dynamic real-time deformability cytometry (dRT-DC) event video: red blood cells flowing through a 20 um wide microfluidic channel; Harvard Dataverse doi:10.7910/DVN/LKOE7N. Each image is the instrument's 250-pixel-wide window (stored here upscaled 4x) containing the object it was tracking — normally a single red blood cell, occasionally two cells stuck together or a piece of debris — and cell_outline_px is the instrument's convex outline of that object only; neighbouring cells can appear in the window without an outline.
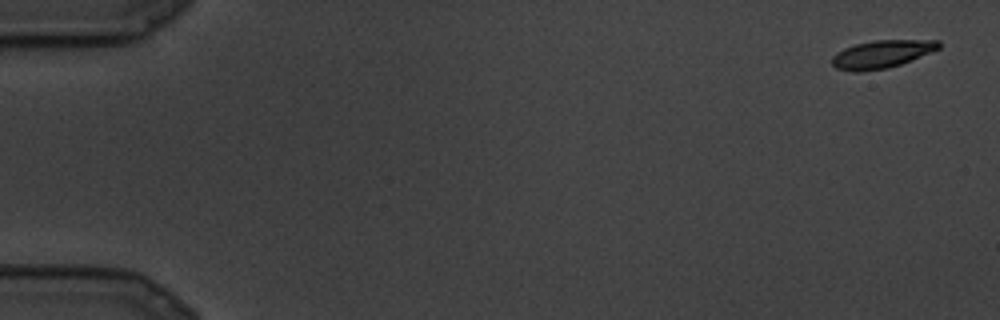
{"species": "common noctule bat (a hibernating species)", "species_latin": "Nyctalus noctula", "temperature_condition": "cold", "stored_images_in_passage": 27, "camera_frame_rate_fps": 3000, "um_per_image_px": 0.085, "animal": {"sex": "male", "body_mass_g": 19.5, "forearm_length_mm": 54.6}, "frame": {"image": 1, "passage_image": 1, "time_ms": 0.0, "image_size_px": [1000, 320], "cell_outline_px": [[940, 48], [900, 64], [888, 68], [860, 72], [852, 72], [836, 68], [832, 64], [832, 56], [836, 52], [844, 48], [856, 44], [872, 40], [940, 40]], "centroid_in_image_um": [74.91, 4.6], "position_along_channel_um": 10.1, "area_um2": 17.28}}
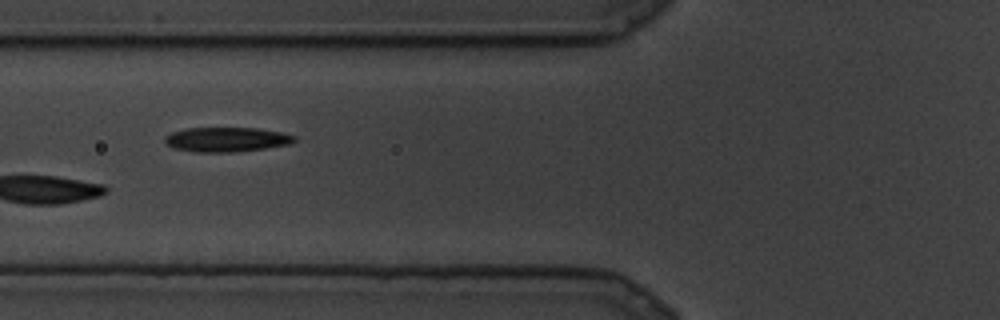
{"frame": {"image": 2, "passage_image": 10, "time_ms": 3.0, "image_size_px": [1000, 320], "cell_outline_px": [[296, 140], [288, 144], [264, 148], [232, 152], [192, 152], [172, 148], [164, 140], [164, 136], [172, 132], [188, 128], [256, 128], [280, 132], [296, 136]], "centroid_in_image_um": [19.21, 11.86], "position_along_channel_um": 106.6, "area_um2": 18.44}}
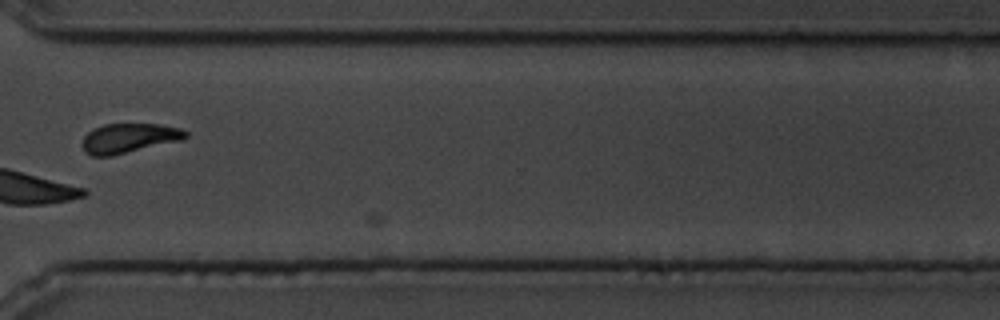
{"frame": {"image": 3, "passage_image": 20, "time_ms": 6.333, "image_size_px": [1000, 320], "cell_outline_px": [[188, 136], [184, 140], [112, 156], [92, 156], [84, 152], [84, 136], [88, 132], [104, 124], [160, 124], [180, 128], [188, 132]], "centroid_in_image_um": [11.02, 11.75], "position_along_channel_um": 359.6, "area_um2": 17.86}}